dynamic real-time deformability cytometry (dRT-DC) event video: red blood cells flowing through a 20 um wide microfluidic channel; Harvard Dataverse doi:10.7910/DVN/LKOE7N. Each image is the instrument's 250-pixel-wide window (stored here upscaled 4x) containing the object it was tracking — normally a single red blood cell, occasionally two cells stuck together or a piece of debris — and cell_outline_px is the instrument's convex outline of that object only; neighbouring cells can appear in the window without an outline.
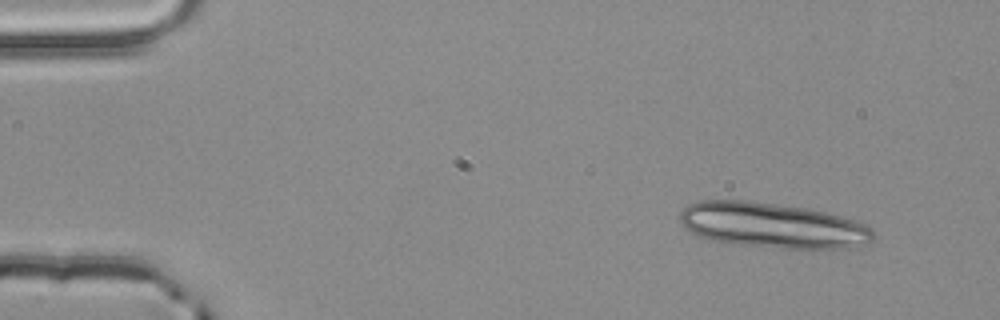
{"species": "common noctule bat (a hibernating species)", "species_latin": "Nyctalus noctula", "temperature_condition": "room temperature", "stored_images_in_passage": 3, "camera_frame_rate_fps": 3000, "um_per_image_px": 0.085, "animal": {"sex": "male", "body_mass_g": 20.4}, "frame": {"image": 1, "passage_image": 1, "time_ms": 0.0, "image_size_px": [1000, 320], "cell_outline_px": [[876, 232], [872, 244], [856, 248], [784, 248], [740, 244], [712, 240], [696, 236], [684, 228], [680, 224], [680, 212], [688, 204], [700, 200], [748, 200], [804, 208], [824, 212], [840, 216], [864, 224], [872, 228]], "centroid_in_image_um": [65.68, 19.16], "position_along_channel_um": 19.3, "area_um2": 51.27}}